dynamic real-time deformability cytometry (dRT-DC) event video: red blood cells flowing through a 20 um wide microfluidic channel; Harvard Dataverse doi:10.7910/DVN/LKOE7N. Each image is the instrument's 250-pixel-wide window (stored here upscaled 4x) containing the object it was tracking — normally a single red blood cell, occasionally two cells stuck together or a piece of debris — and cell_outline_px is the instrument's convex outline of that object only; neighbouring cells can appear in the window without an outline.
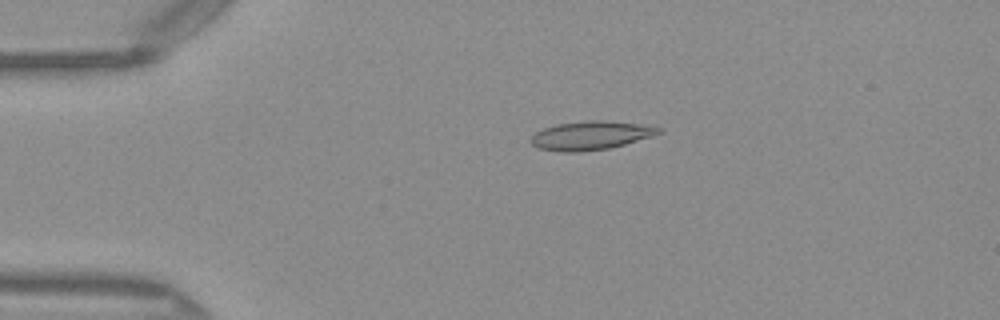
{"species": "Egyptian fruit bat (a non-hibernating species)", "species_latin": "Rousettus aegyptiacus", "temperature_condition": "warm", "stored_images_in_passage": 40, "camera_frame_rate_fps": 3000, "um_per_image_px": 0.085, "frame": {"image": 1, "passage_image": 1, "time_ms": 0.0, "image_size_px": [1000, 320], "cell_outline_px": [[660, 132], [624, 144], [608, 148], [576, 152], [560, 152], [540, 148], [532, 144], [532, 136], [536, 132], [544, 128], [556, 124], [640, 124], [660, 128]], "centroid_in_image_um": [50.1, 11.59], "position_along_channel_um": 34.9, "area_um2": 19.36}}
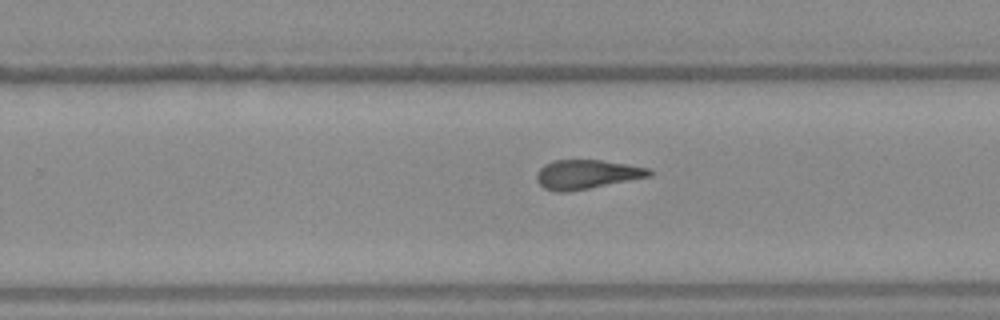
{"frame": {"image": 2, "passage_image": 22, "time_ms": 7.0, "image_size_px": [1000, 320], "cell_outline_px": [[652, 176], [568, 192], [556, 192], [544, 188], [536, 180], [536, 176], [540, 168], [544, 164], [556, 160], [600, 160], [648, 168], [652, 172]], "centroid_in_image_um": [49.84, 14.83], "position_along_channel_um": 280.0, "area_um2": 18.96}}
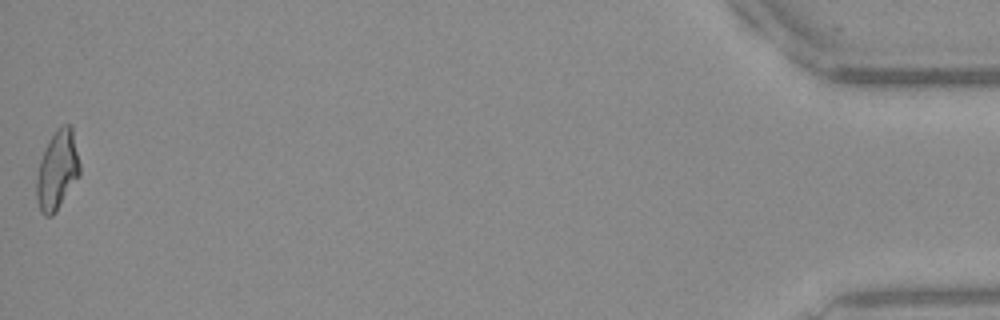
{"frame": {"image": 3, "passage_image": 40, "time_ms": 13.0, "image_size_px": [1000, 320], "cell_outline_px": [[80, 176], [56, 212], [52, 216], [44, 216], [40, 212], [36, 200], [36, 176], [40, 160], [56, 128], [60, 124], [72, 124], [80, 164]], "centroid_in_image_um": [4.88, 14.48], "position_along_channel_um": 430.3, "area_um2": 20.23}, "authors_computed_cell_mechanics": {"area_um2": 19.4208, "velocity_mm_per_s": 4.102, "shape_relaxation_time_tau1_ms": null, "shape_relaxation_time_tau2_ms": 2.221, "deformation_change_tau1": null, "deformation_change_tau2": 0.1031}}